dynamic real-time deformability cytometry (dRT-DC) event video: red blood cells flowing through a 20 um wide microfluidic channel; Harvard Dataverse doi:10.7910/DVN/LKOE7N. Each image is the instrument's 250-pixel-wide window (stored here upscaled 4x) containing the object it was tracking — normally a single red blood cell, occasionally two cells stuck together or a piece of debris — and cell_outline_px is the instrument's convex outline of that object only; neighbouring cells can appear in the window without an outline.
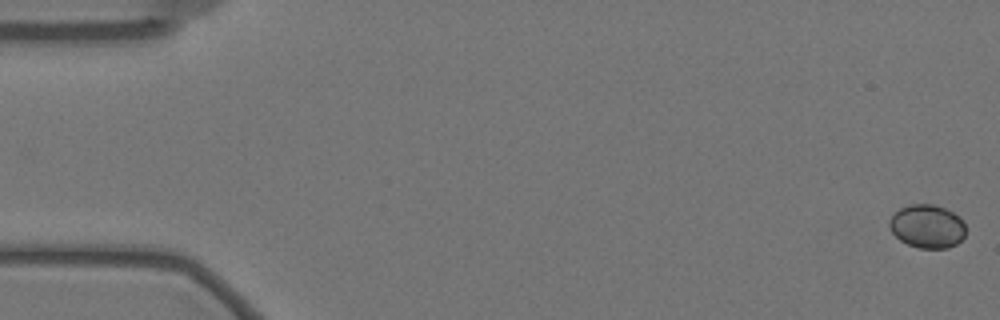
{"species": "Egyptian fruit bat (a non-hibernating species)", "species_latin": "Rousettus aegyptiacus", "temperature_condition": "warm", "stored_images_in_passage": 59, "camera_frame_rate_fps": 3000, "um_per_image_px": 0.085, "animal": {"sex": "female"}, "frame": {"image": 1, "passage_image": 1, "time_ms": 0.0, "image_size_px": [1000, 320], "cell_outline_px": [[964, 236], [956, 244], [948, 248], [916, 248], [900, 240], [892, 232], [888, 224], [888, 220], [900, 208], [908, 204], [932, 204], [944, 208], [960, 216], [964, 224]], "centroid_in_image_um": [78.8, 19.23], "position_along_channel_um": 6.2, "area_um2": 19.31}}
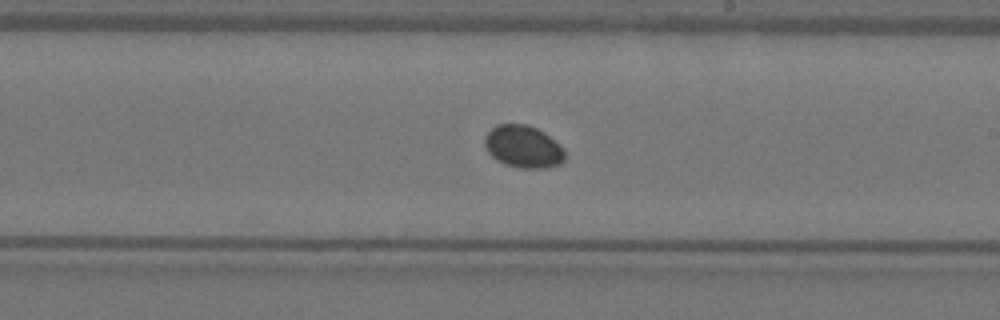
{"frame": {"image": 2, "passage_image": 34, "time_ms": 11.0, "image_size_px": [1000, 320], "cell_outline_px": [[564, 160], [560, 164], [544, 168], [520, 168], [504, 164], [496, 160], [488, 152], [484, 144], [484, 136], [496, 124], [528, 124], [544, 132], [560, 144], [564, 148]], "centroid_in_image_um": [44.47, 12.46], "position_along_channel_um": 244.5, "area_um2": 19.94}}
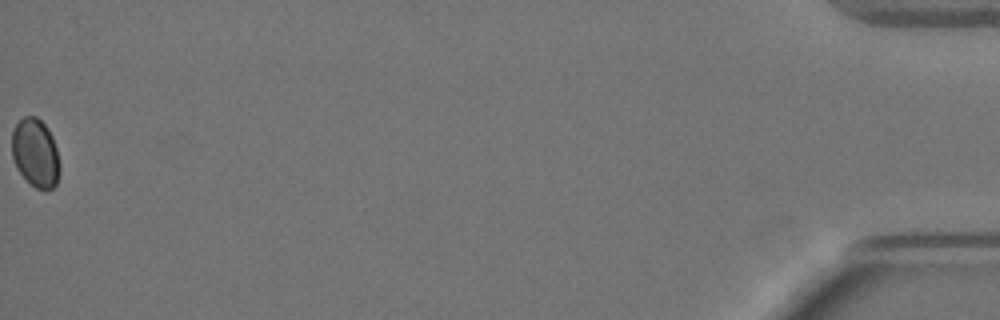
{"frame": {"image": 3, "passage_image": 59, "time_ms": 19.333, "image_size_px": [1000, 320], "cell_outline_px": [[60, 172], [56, 184], [52, 188], [44, 192], [36, 188], [16, 168], [12, 156], [12, 132], [16, 124], [24, 116], [36, 116], [48, 128], [52, 136], [56, 148], [60, 164]], "centroid_in_image_um": [3.02, 13.01], "position_along_channel_um": 432.2, "area_um2": 19.19}}